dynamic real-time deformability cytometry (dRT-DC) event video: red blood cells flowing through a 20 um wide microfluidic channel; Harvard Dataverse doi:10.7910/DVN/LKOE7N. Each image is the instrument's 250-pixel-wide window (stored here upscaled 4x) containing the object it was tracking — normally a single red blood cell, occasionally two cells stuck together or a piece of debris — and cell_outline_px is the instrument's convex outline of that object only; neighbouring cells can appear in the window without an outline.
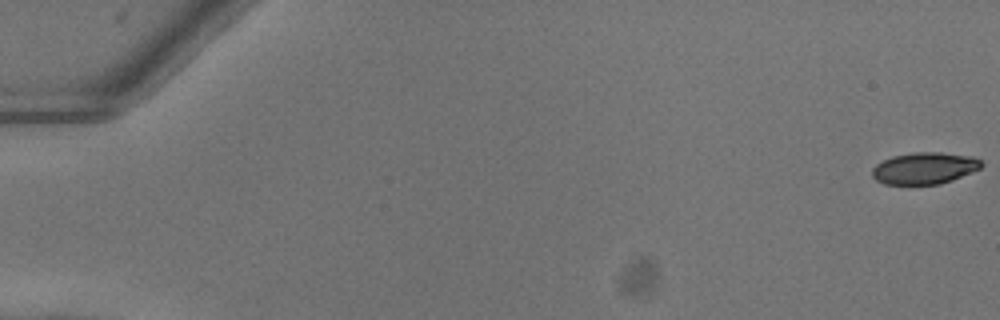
{"species": "common noctule bat (a hibernating species)", "species_latin": "Nyctalus noctula", "temperature_condition": "warm", "stored_images_in_passage": 10, "camera_frame_rate_fps": 3000, "um_per_image_px": 0.085, "animal": {"sex": "female"}, "frame": {"image": 1, "passage_image": 1, "time_ms": 0.0, "image_size_px": [1000, 320], "cell_outline_px": [[984, 164], [980, 168], [972, 172], [952, 180], [940, 184], [884, 184], [876, 180], [872, 176], [872, 168], [876, 164], [892, 156], [912, 152], [940, 152], [972, 156], [980, 160]], "centroid_in_image_um": [78.58, 14.29], "position_along_channel_um": 6.4, "area_um2": 20.23}}